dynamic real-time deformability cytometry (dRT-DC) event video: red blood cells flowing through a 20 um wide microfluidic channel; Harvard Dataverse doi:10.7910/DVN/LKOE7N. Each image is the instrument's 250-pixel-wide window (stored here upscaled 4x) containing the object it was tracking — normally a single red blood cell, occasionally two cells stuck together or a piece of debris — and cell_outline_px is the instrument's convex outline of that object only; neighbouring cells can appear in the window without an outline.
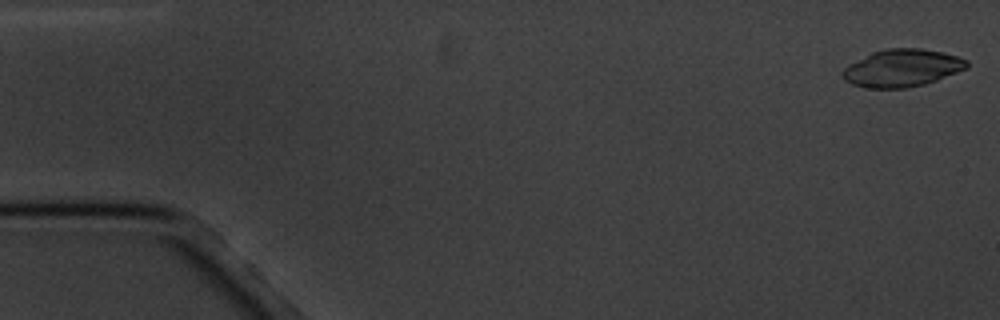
{"species": "common noctule bat (a hibernating species)", "species_latin": "Nyctalus noctula", "temperature_condition": "cold", "stored_images_in_passage": 5, "camera_frame_rate_fps": 3000, "um_per_image_px": 0.085, "animal": {"sex": "male", "body_mass_g": 20.1, "forearm_length_mm": 53.5}, "frame": {"image": 1, "passage_image": 1, "time_ms": 0.0, "image_size_px": [1000, 320], "cell_outline_px": [[968, 68], [936, 80], [924, 84], [904, 88], [868, 88], [852, 84], [844, 80], [840, 72], [848, 64], [872, 52], [888, 48], [920, 48], [944, 52], [968, 60]], "centroid_in_image_um": [76.66, 5.78], "position_along_channel_um": 8.3, "area_um2": 27.17}}
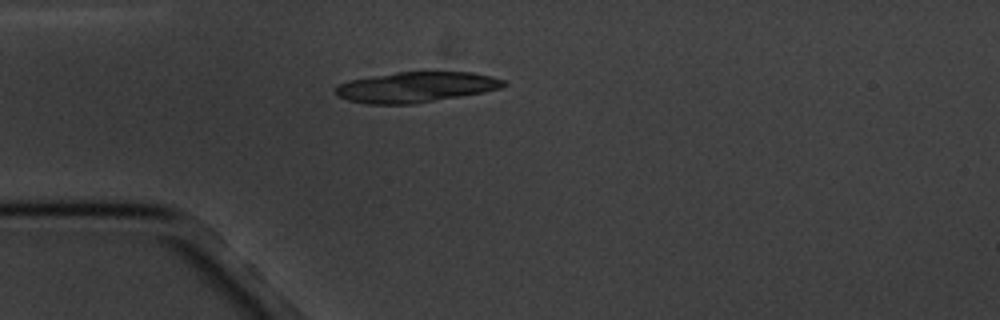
{"frame": {"image": 2, "passage_image": 5, "time_ms": 4.667, "image_size_px": [1000, 320], "cell_outline_px": [[508, 84], [500, 88], [484, 92], [412, 104], [364, 104], [348, 100], [336, 96], [336, 88], [340, 84], [348, 80], [396, 72], [472, 72], [492, 76], [504, 80]], "centroid_in_image_um": [35.35, 7.4], "position_along_channel_um": 49.7, "area_um2": 29.77}}